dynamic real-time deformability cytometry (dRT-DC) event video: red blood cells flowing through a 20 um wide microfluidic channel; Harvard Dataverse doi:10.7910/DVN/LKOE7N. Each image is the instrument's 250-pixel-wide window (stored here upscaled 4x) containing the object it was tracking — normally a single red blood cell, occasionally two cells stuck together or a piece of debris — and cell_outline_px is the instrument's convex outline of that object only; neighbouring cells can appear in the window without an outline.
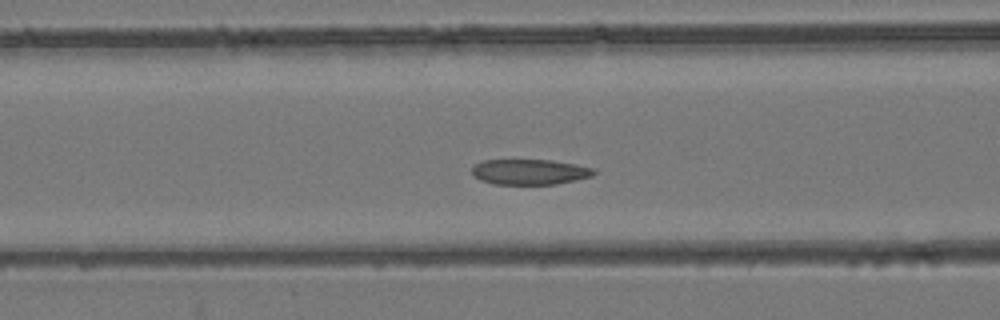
{"species": "common noctule bat (a hibernating species)", "species_latin": "Nyctalus noctula", "temperature_condition": "room temperature", "stored_images_in_passage": 30, "camera_frame_rate_fps": 3000, "um_per_image_px": 0.085, "animal": {"sex": "female", "body_mass_g": 24.6, "forearm_length_mm": 56.2}, "frame": {"image": 1, "passage_image": 19, "time_ms": 6.0, "image_size_px": [1000, 320], "cell_outline_px": [[596, 172], [592, 176], [576, 180], [556, 184], [492, 184], [480, 180], [472, 176], [472, 164], [480, 160], [552, 160], [576, 164], [596, 168]], "centroid_in_image_um": [45.0, 14.6], "position_along_channel_um": 121.6, "area_um2": 18.38}}
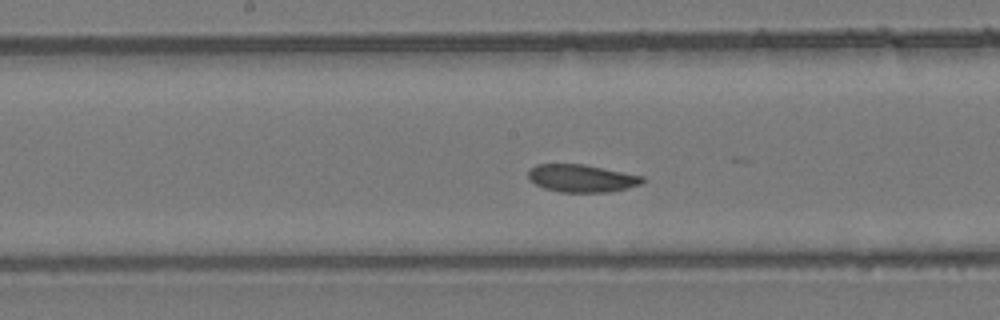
{"frame": {"image": 2, "passage_image": 25, "time_ms": 8.0, "image_size_px": [1000, 320], "cell_outline_px": [[644, 180], [640, 184], [628, 188], [612, 192], [560, 192], [544, 188], [528, 180], [528, 172], [536, 164], [584, 164], [644, 176]], "centroid_in_image_um": [49.44, 15.16], "position_along_channel_um": 198.8, "area_um2": 18.44}}
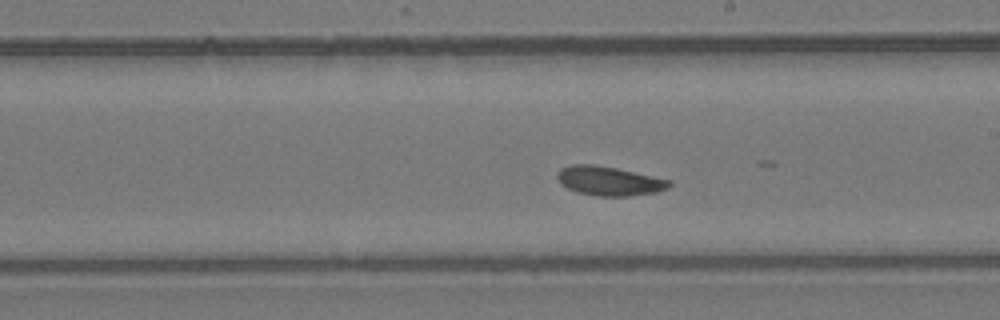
{"frame": {"image": 3, "passage_image": 28, "time_ms": 9.0, "image_size_px": [1000, 320], "cell_outline_px": [[672, 184], [668, 188], [656, 192], [628, 196], [596, 196], [576, 192], [560, 184], [556, 176], [556, 172], [560, 168], [572, 164], [596, 164], [616, 168], [672, 180]], "centroid_in_image_um": [51.75, 15.37], "position_along_channel_um": 237.3, "area_um2": 19.25}}